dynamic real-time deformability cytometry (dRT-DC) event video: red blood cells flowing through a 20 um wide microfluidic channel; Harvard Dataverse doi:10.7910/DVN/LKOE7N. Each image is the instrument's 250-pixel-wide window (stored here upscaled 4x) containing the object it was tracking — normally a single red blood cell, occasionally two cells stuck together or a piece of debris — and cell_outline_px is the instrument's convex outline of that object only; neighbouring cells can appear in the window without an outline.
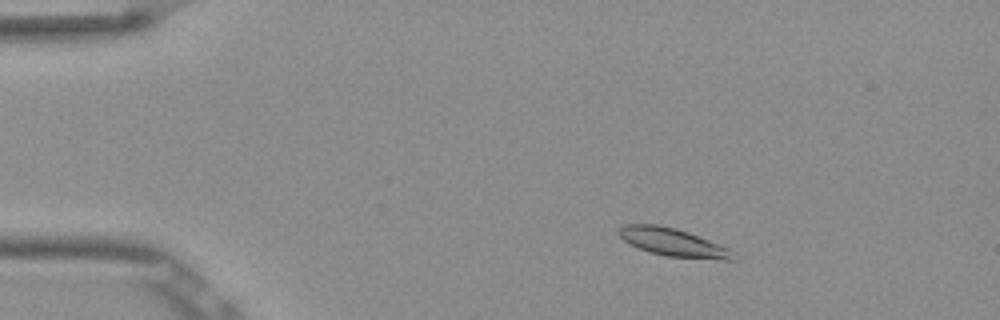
{"species": "Egyptian fruit bat (a non-hibernating species)", "species_latin": "Rousettus aegyptiacus", "temperature_condition": "room temperature", "stored_images_in_passage": 52, "camera_frame_rate_fps": 3000, "um_per_image_px": 0.085, "frame": {"image": 1, "passage_image": 8, "time_ms": 2.333, "image_size_px": [1000, 320], "cell_outline_px": [[736, 260], [724, 260], [664, 256], [648, 252], [624, 240], [616, 232], [624, 224], [656, 224], [676, 228], [688, 232], [728, 248]], "centroid_in_image_um": [57.17, 20.6], "position_along_channel_um": 27.8, "area_um2": 18.44}}
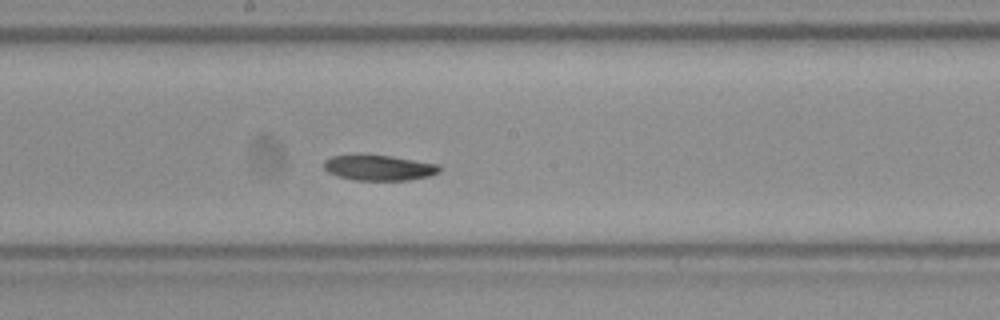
{"frame": {"image": 2, "passage_image": 28, "time_ms": 9.0, "image_size_px": [1000, 320], "cell_outline_px": [[440, 172], [428, 176], [408, 180], [352, 180], [328, 172], [324, 168], [324, 160], [332, 156], [356, 152], [392, 156], [440, 164]], "centroid_in_image_um": [32.17, 14.21], "position_along_channel_um": 216.0, "area_um2": 17.69}}
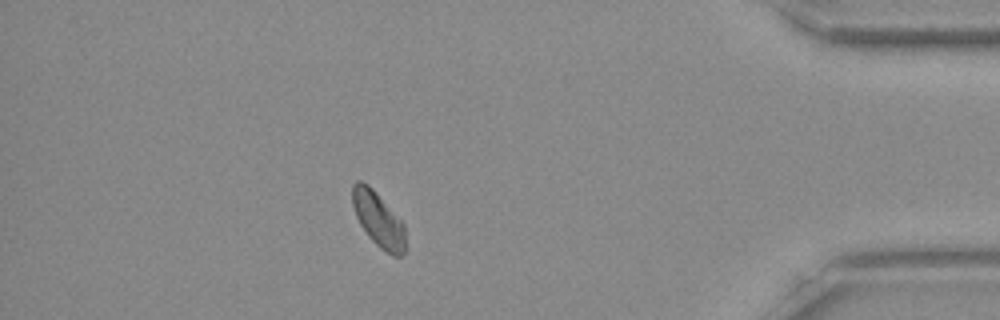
{"frame": {"image": 3, "passage_image": 46, "time_ms": 15.0, "image_size_px": [1000, 320], "cell_outline_px": [[404, 252], [400, 256], [392, 256], [380, 248], [368, 236], [360, 224], [356, 216], [352, 204], [352, 184], [356, 180], [360, 180], [368, 184], [376, 192], [404, 224]], "centroid_in_image_um": [32.13, 18.63], "position_along_channel_um": 403.1, "area_um2": 16.76}}